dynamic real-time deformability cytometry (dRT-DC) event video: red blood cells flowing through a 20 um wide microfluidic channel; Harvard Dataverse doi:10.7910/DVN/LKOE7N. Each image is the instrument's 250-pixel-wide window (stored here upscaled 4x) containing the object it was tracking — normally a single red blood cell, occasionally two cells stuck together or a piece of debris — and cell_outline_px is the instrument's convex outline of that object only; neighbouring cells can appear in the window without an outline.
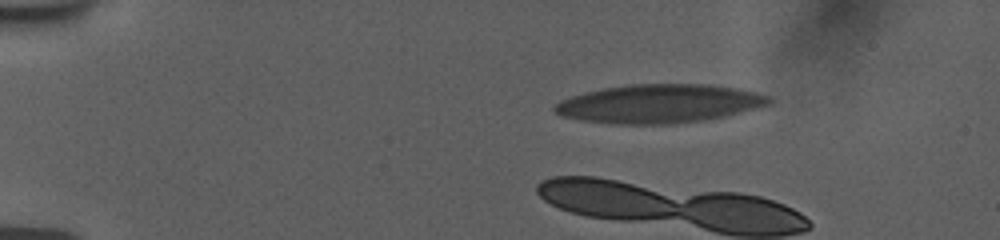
{"species": "human", "species_latin": "Homo sapiens", "temperature_condition": "room temperature", "stored_images_in_passage": 6, "camera_frame_rate_fps": 3000, "um_per_image_px": 0.085, "donor": {"sex": "female"}, "frame": {"image": 1, "passage_image": 1, "time_ms": 0.0, "image_size_px": [1000, 240], "cell_outline_px": [[772, 100], [768, 104], [720, 116], [696, 120], [664, 124], [628, 124], [588, 120], [564, 116], [556, 112], [552, 108], [556, 104], [572, 96], [600, 88], [628, 84], [708, 84], [732, 88], [752, 92], [768, 96]], "centroid_in_image_um": [55.97, 8.78], "position_along_channel_um": 29.0, "area_um2": 46.7}}